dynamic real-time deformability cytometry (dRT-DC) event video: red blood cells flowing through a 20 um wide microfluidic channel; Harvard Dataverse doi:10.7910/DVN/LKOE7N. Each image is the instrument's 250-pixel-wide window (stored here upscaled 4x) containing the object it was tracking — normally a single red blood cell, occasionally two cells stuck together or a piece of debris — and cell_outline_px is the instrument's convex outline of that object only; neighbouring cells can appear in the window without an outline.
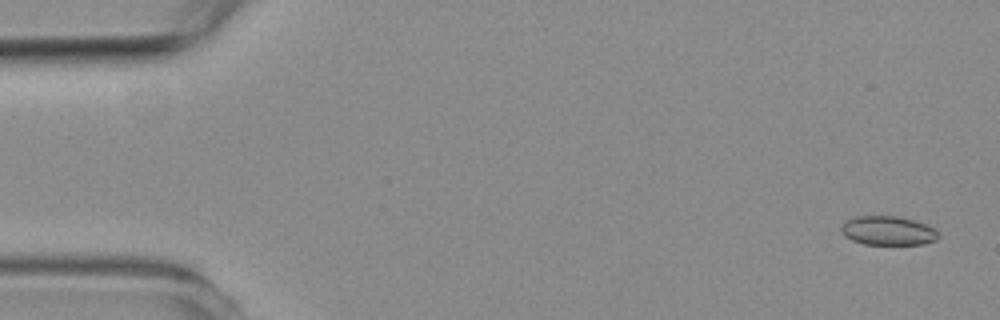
{"species": "common noctule bat (a hibernating species)", "species_latin": "Nyctalus noctula", "temperature_condition": "room temperature", "stored_images_in_passage": 54, "camera_frame_rate_fps": 3000, "um_per_image_px": 0.085, "animal": {"sex": "female", "body_mass_g": 19.3, "forearm_length_mm": 54.1}, "frame": {"image": 1, "passage_image": 2, "time_ms": 0.333, "image_size_px": [1000, 320], "cell_outline_px": [[940, 236], [936, 240], [924, 244], [864, 244], [852, 240], [844, 236], [840, 232], [840, 228], [848, 220], [856, 216], [896, 216], [912, 220], [936, 228]], "centroid_in_image_um": [75.49, 19.61], "position_along_channel_um": 9.5, "area_um2": 16.42}}
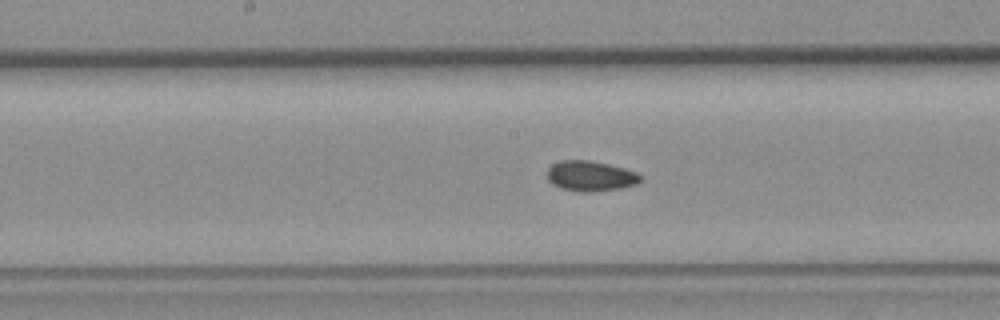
{"frame": {"image": 2, "passage_image": 27, "time_ms": 8.667, "image_size_px": [1000, 320], "cell_outline_px": [[640, 180], [636, 184], [620, 188], [592, 192], [580, 192], [560, 188], [552, 184], [548, 180], [548, 168], [552, 164], [560, 160], [588, 160], [608, 164], [624, 168], [636, 172], [640, 176]], "centroid_in_image_um": [50.15, 14.96], "position_along_channel_um": 198.0, "area_um2": 16.42}}
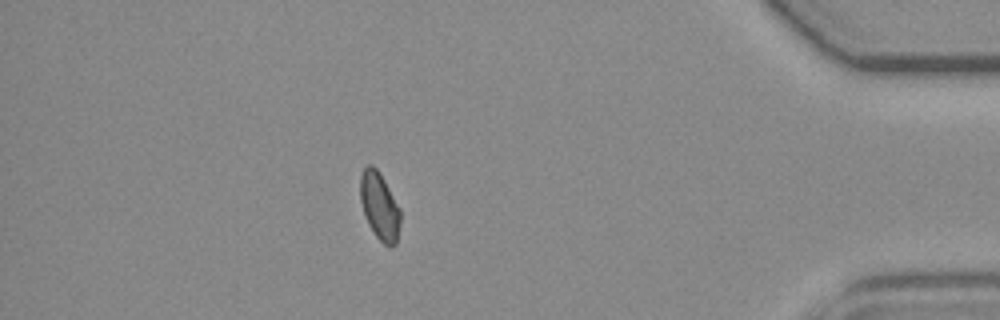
{"frame": {"image": 3, "passage_image": 47, "time_ms": 15.333, "image_size_px": [1000, 320], "cell_outline_px": [[400, 224], [396, 244], [392, 248], [388, 248], [376, 236], [368, 224], [360, 200], [360, 176], [364, 168], [368, 164], [372, 164], [376, 168], [384, 180], [400, 208]], "centroid_in_image_um": [32.27, 17.54], "position_along_channel_um": 402.9, "area_um2": 15.78}, "authors_computed_cell_mechanics": {"area_um2": 16.1262, "velocity_mm_per_s": 3.8081, "shape_relaxation_time_tau1_ms": null, "shape_relaxation_time_tau2_ms": 3.6422, "deformation_change_tau1": null, "deformation_change_tau2": 0.0476}}